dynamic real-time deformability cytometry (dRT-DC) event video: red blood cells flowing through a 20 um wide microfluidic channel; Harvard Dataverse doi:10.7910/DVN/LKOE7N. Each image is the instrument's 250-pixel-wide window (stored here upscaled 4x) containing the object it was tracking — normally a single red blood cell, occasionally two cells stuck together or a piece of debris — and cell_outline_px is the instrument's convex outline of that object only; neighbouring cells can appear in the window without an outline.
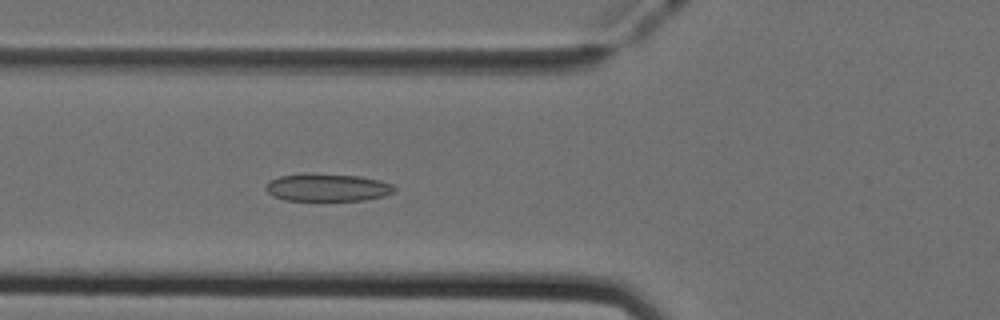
{"species": "Egyptian fruit bat (a non-hibernating species)", "species_latin": "Rousettus aegyptiacus", "temperature_condition": "cold", "stored_images_in_passage": 38, "camera_frame_rate_fps": 3000, "um_per_image_px": 0.085, "animal": {"sex": "female"}, "frame": {"image": 1, "passage_image": 10, "time_ms": 3.0, "image_size_px": [1000, 320], "cell_outline_px": [[396, 188], [392, 192], [384, 196], [364, 200], [284, 200], [272, 196], [264, 188], [272, 180], [280, 176], [304, 172], [360, 176], [380, 180], [392, 184]], "centroid_in_image_um": [27.82, 15.92], "position_along_channel_um": 98.0, "area_um2": 20.81}}
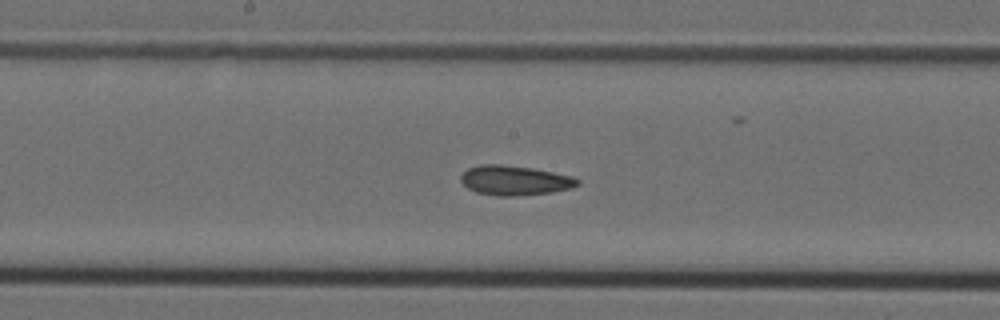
{"frame": {"image": 2, "passage_image": 18, "time_ms": 5.667, "image_size_px": [1000, 320], "cell_outline_px": [[580, 184], [572, 188], [552, 192], [512, 196], [496, 196], [476, 192], [468, 188], [460, 180], [460, 176], [468, 168], [480, 164], [500, 164], [532, 168], [572, 176], [580, 180]], "centroid_in_image_um": [43.75, 15.33], "position_along_channel_um": 204.5, "area_um2": 20.17}}
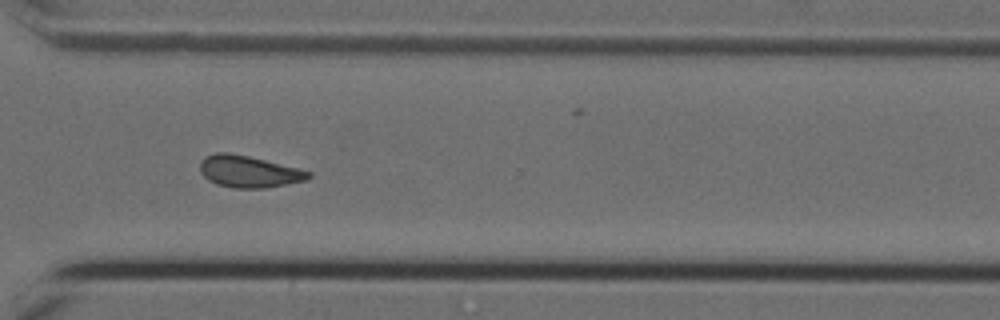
{"frame": {"image": 3, "passage_image": 29, "time_ms": 9.333, "image_size_px": [1000, 320], "cell_outline_px": [[312, 176], [308, 180], [264, 188], [232, 188], [216, 184], [208, 180], [200, 172], [200, 160], [204, 156], [216, 152], [228, 152], [248, 156], [312, 172]], "centroid_in_image_um": [21.11, 14.58], "position_along_channel_um": 349.5, "area_um2": 20.11}, "authors_computed_cell_mechanics": {"area_um2": 19.7387, "velocity_mm_per_s": 3.9645, "shape_relaxation_time_tau1_ms": null, "shape_relaxation_time_tau2_ms": 3.9546, "deformation_change_tau1": null, "deformation_change_tau2": 0.1027}}